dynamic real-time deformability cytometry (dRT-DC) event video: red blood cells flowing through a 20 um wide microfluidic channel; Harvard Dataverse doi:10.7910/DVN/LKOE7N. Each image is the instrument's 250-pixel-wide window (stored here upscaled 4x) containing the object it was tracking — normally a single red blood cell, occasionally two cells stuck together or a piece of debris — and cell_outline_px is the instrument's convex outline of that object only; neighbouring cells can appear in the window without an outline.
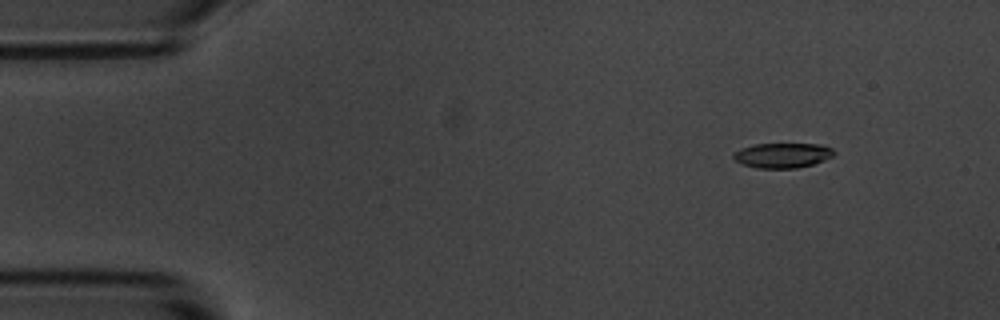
{"species": "common noctule bat (a hibernating species)", "species_latin": "Nyctalus noctula", "temperature_condition": "room temperature", "stored_images_in_passage": 50, "camera_frame_rate_fps": 3000, "um_per_image_px": 0.085, "animal": {"sex": "male", "body_mass_g": 20.1, "forearm_length_mm": 53.5}, "frame": {"image": 1, "passage_image": 1, "time_ms": 0.0, "image_size_px": [1000, 320], "cell_outline_px": [[836, 152], [832, 156], [824, 160], [812, 164], [796, 168], [760, 168], [740, 164], [732, 156], [740, 148], [752, 144], [820, 144], [832, 148]], "centroid_in_image_um": [66.51, 13.2], "position_along_channel_um": 18.5, "area_um2": 14.57}}
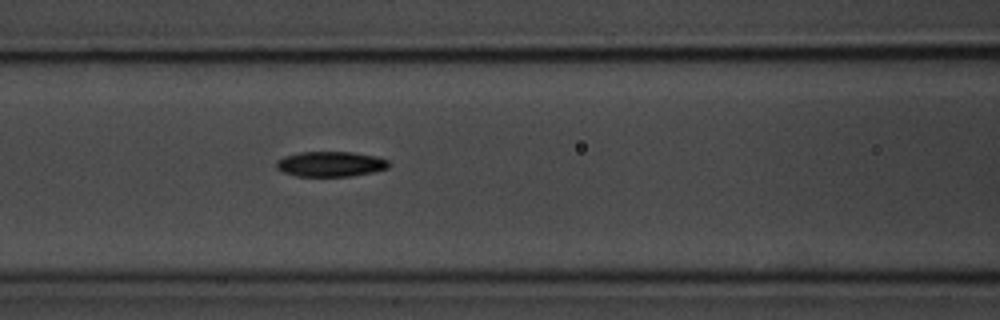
{"frame": {"image": 2, "passage_image": 18, "time_ms": 5.667, "image_size_px": [1000, 320], "cell_outline_px": [[392, 164], [388, 168], [372, 172], [348, 176], [296, 176], [284, 172], [276, 168], [276, 160], [284, 156], [300, 152], [352, 152], [376, 156], [388, 160]], "centroid_in_image_um": [28.1, 13.94], "position_along_channel_um": 138.5, "area_um2": 16.53}}
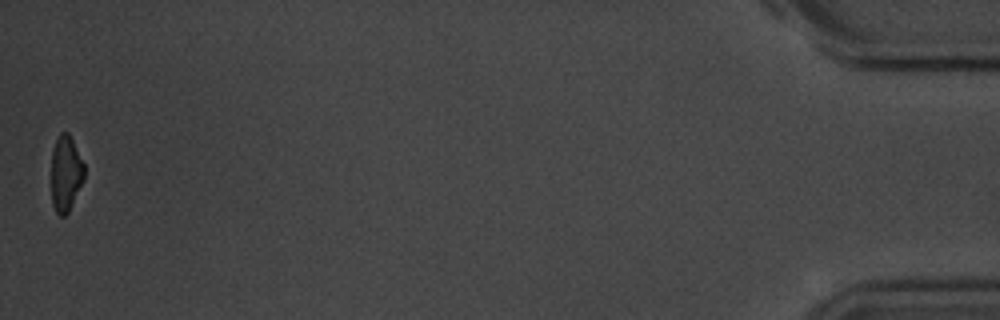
{"frame": {"image": 3, "passage_image": 50, "time_ms": 16.333, "image_size_px": [1000, 320], "cell_outline_px": [[84, 180], [68, 212], [64, 216], [60, 216], [56, 212], [52, 204], [52, 152], [56, 140], [60, 132], [68, 132], [84, 164]], "centroid_in_image_um": [5.59, 14.75], "position_along_channel_um": 429.6, "area_um2": 14.39}, "authors_computed_cell_mechanics": {"area_um2": 16.3863, "velocity_mm_per_s": 3.6366, "shape_relaxation_time_tau1_ms": 2.4322, "shape_relaxation_time_tau2_ms": 6.5489, "deformation_change_tau1": 0.1586, "deformation_change_tau2": 0.1327}}